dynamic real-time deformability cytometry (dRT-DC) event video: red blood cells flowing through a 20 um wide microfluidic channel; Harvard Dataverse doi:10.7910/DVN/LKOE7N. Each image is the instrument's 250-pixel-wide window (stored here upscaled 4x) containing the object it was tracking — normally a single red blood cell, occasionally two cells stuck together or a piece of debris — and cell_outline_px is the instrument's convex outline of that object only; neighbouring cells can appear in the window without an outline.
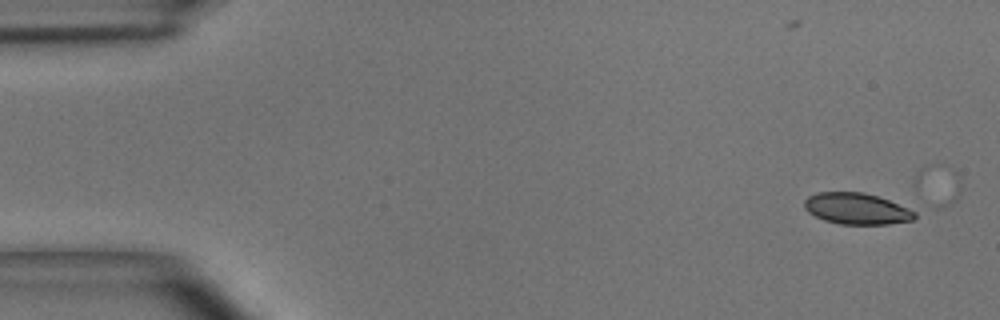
{"species": "common noctule bat (a hibernating species)", "species_latin": "Nyctalus noctula", "temperature_condition": "room temperature", "stored_images_in_passage": 5, "segment_of_instrument_passage": [1, 2], "camera_frame_rate_fps": 3000, "um_per_image_px": 0.085, "animal": {"sex": "male", "body_mass_g": 15.6}, "frame": {"image": 1, "passage_image": 1, "time_ms": 0.0, "image_size_px": [1000, 320], "cell_outline_px": [[916, 216], [912, 220], [888, 224], [840, 224], [824, 220], [808, 212], [804, 208], [804, 200], [808, 196], [816, 192], [864, 192], [888, 200], [916, 212]], "centroid_in_image_um": [72.77, 17.73], "position_along_channel_um": 12.2, "area_um2": 20.0}}